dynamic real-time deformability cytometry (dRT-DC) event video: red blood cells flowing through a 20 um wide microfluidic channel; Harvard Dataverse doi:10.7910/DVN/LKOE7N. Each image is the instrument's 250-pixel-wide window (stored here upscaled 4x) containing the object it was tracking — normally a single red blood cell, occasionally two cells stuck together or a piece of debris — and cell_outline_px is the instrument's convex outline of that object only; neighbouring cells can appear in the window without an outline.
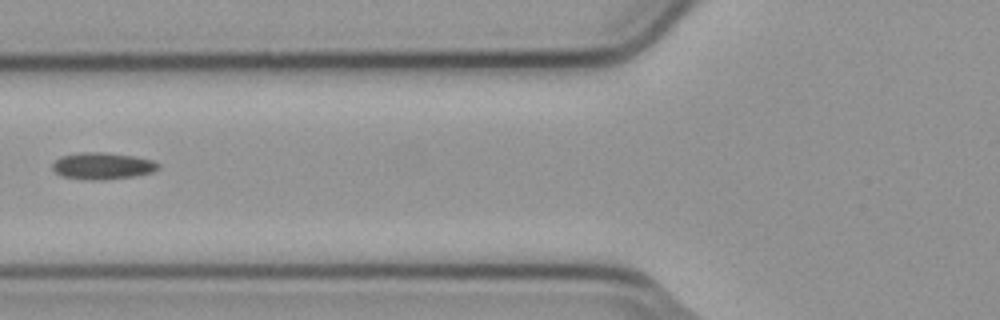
{"species": "common noctule bat (a hibernating species)", "species_latin": "Nyctalus noctula", "temperature_condition": "cold", "stored_images_in_passage": 3, "camera_frame_rate_fps": 3000, "um_per_image_px": 0.085, "animal": {"sex": "male", "body_mass_g": 23.1, "forearm_length_mm": 52.7}, "frame": {"image": 1, "passage_image": 3, "time_ms": 0.667, "image_size_px": [1000, 320], "cell_outline_px": [[160, 168], [152, 172], [132, 176], [100, 180], [92, 180], [64, 176], [56, 172], [52, 168], [52, 164], [60, 156], [80, 152], [104, 152], [132, 156], [152, 160], [160, 164]], "centroid_in_image_um": [8.71, 14.09], "position_along_channel_um": 117.1, "area_um2": 16.3}}